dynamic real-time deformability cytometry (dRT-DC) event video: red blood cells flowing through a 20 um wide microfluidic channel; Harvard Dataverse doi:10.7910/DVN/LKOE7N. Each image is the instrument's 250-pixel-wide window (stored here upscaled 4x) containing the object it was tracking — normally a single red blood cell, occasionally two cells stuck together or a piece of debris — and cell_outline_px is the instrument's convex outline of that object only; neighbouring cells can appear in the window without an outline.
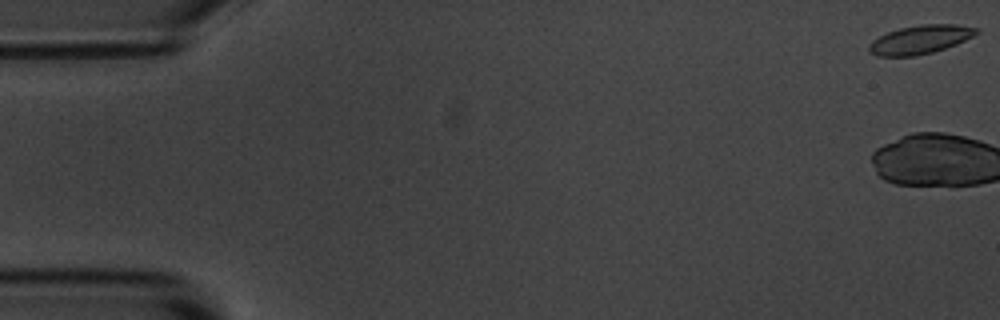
{"species": "common noctule bat (a hibernating species)", "species_latin": "Nyctalus noctula", "temperature_condition": "room temperature", "stored_images_in_passage": 8, "camera_frame_rate_fps": 3000, "um_per_image_px": 0.085, "animal": {"sex": "male", "body_mass_g": 20.1, "forearm_length_mm": 53.5}, "frame": {"image": 1, "passage_image": 1, "time_ms": 0.0, "image_size_px": [1000, 320], "cell_outline_px": [[980, 32], [956, 44], [932, 52], [916, 56], [876, 56], [868, 52], [868, 44], [872, 40], [888, 32], [900, 28], [920, 24], [956, 24], [980, 28]], "centroid_in_image_um": [78.2, 3.36], "position_along_channel_um": 6.8, "area_um2": 17.98}}